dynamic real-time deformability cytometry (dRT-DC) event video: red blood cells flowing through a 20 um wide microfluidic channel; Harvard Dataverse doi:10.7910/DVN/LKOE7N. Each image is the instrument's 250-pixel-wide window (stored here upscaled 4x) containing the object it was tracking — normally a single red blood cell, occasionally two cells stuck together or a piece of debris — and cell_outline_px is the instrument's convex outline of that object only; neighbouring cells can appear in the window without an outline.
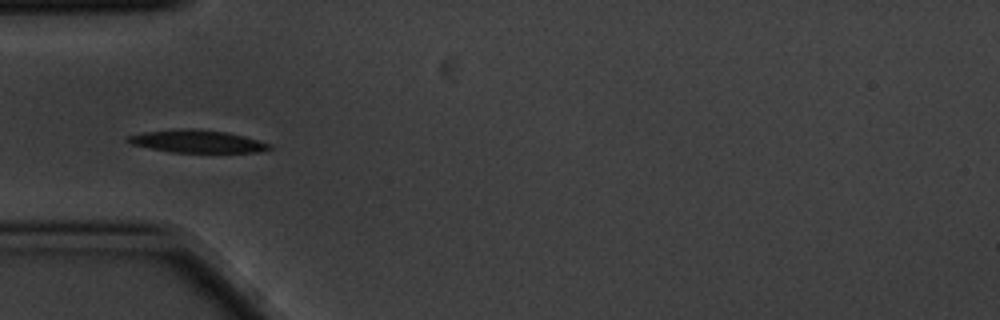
{"species": "common noctule bat (a hibernating species)", "species_latin": "Nyctalus noctula", "temperature_condition": "cold", "stored_images_in_passage": 7, "camera_frame_rate_fps": 3000, "um_per_image_px": 0.085, "animal": {"sex": "male", "body_mass_g": 20.1, "forearm_length_mm": 53.5}, "frame": {"image": 1, "passage_image": 5, "time_ms": 1.333, "image_size_px": [1000, 320], "cell_outline_px": [[272, 148], [260, 152], [172, 152], [132, 144], [124, 140], [128, 136], [144, 132], [176, 128], [192, 128], [224, 132], [244, 136], [272, 144]], "centroid_in_image_um": [16.76, 12.01], "position_along_channel_um": 68.2, "area_um2": 18.55}}